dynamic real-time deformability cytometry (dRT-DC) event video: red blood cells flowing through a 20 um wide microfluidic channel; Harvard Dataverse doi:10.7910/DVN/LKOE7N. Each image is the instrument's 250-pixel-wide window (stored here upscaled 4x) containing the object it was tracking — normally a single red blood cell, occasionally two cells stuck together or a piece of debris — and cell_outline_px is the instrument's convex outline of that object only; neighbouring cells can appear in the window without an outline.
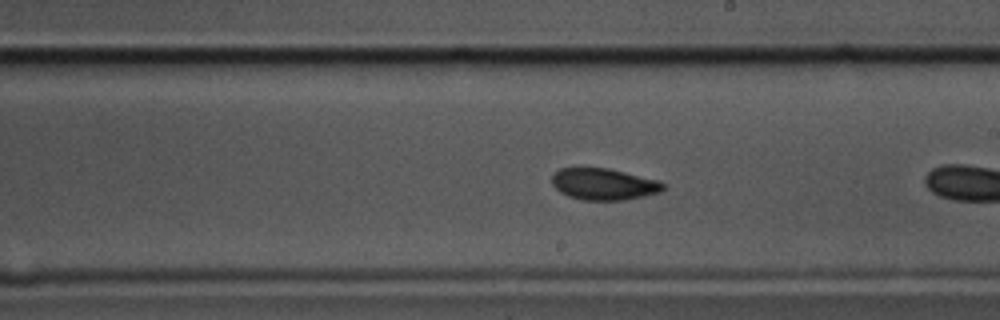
{"species": "common noctule bat (a hibernating species)", "species_latin": "Nyctalus noctula", "temperature_condition": "cold", "stored_images_in_passage": 19, "camera_frame_rate_fps": 3000, "um_per_image_px": 0.085, "animal": {"sex": "male", "body_mass_g": 17.5, "forearm_length_mm": 52.3}, "frame": {"image": 1, "passage_image": 16, "time_ms": 5.0, "image_size_px": [1000, 320], "cell_outline_px": [[664, 188], [660, 192], [644, 196], [624, 200], [580, 200], [568, 196], [560, 192], [552, 184], [552, 172], [560, 168], [608, 168], [660, 180], [664, 184]], "centroid_in_image_um": [51.3, 15.65], "position_along_channel_um": 237.7, "area_um2": 20.63}}